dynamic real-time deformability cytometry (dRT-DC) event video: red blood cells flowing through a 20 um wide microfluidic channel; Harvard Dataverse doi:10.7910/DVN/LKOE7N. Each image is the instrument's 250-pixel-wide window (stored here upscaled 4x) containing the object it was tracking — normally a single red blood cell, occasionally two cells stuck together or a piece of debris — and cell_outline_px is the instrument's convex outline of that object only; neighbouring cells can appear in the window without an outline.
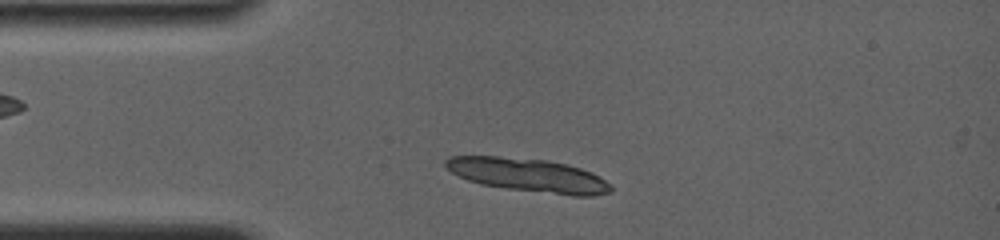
{"species": "common noctule bat (a hibernating species)", "species_latin": "Nyctalus noctula", "temperature_condition": "room temperature", "stored_images_in_passage": 3, "camera_frame_rate_fps": 4000, "um_per_image_px": 0.085, "animal": {"sex": "female", "body_mass_g": 19.0, "forearm_length_mm": 56.7}, "frame": {"image": 1, "passage_image": 3, "time_ms": 1.0, "image_size_px": [1000, 240], "cell_outline_px": [[612, 192], [592, 196], [572, 196], [504, 188], [480, 184], [468, 180], [452, 172], [444, 164], [444, 160], [448, 156], [500, 156], [548, 160], [568, 164], [592, 172], [612, 184]], "centroid_in_image_um": [44.94, 14.89], "position_along_channel_um": 40.1, "area_um2": 32.54}}